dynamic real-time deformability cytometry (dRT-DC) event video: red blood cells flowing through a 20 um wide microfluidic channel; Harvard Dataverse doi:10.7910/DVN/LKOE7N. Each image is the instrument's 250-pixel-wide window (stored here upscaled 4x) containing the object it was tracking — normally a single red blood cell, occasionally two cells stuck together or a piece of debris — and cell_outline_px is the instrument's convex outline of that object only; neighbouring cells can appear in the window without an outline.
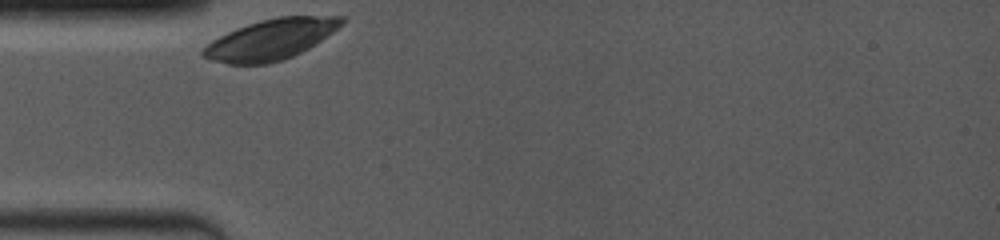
{"species": "common noctule bat (a hibernating species)", "species_latin": "Nyctalus noctula", "temperature_condition": "room temperature", "stored_images_in_passage": 9, "camera_frame_rate_fps": 4000, "um_per_image_px": 0.085, "animal": {"sex": "female", "body_mass_g": 19.0, "forearm_length_mm": 53.3}, "frame": {"image": 1, "passage_image": 1, "time_ms": 0.0, "image_size_px": [1000, 240], "cell_outline_px": [[348, 20], [344, 24], [308, 48], [292, 56], [280, 60], [264, 64], [228, 64], [212, 60], [200, 56], [200, 52], [212, 40], [228, 32], [248, 24], [260, 20], [276, 16], [344, 16]], "centroid_in_image_um": [23.02, 3.34], "position_along_channel_um": 62.0, "area_um2": 32.48}}
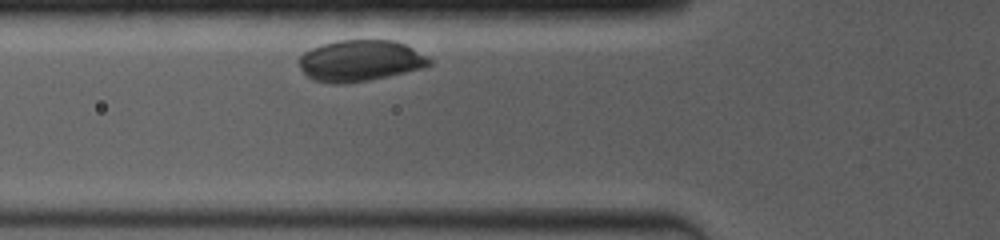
{"frame": {"image": 2, "passage_image": 3, "time_ms": 1.0, "image_size_px": [1000, 240], "cell_outline_px": [[432, 64], [420, 68], [404, 72], [368, 80], [344, 84], [332, 84], [312, 80], [300, 68], [296, 60], [304, 52], [320, 44], [340, 40], [396, 40], [428, 56], [432, 60]], "centroid_in_image_um": [30.57, 5.15], "position_along_channel_um": 95.2, "area_um2": 31.39}}
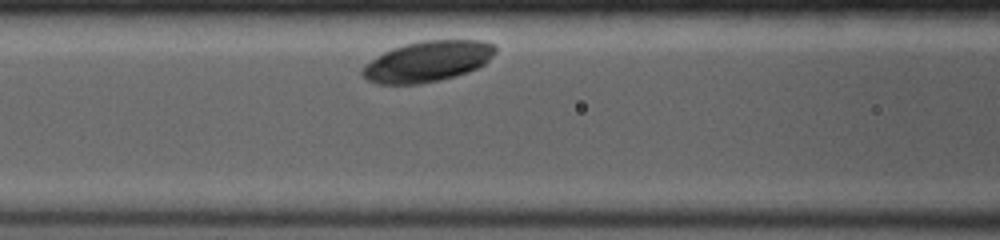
{"frame": {"image": 3, "passage_image": 6, "time_ms": 2.0, "image_size_px": [1000, 240], "cell_outline_px": [[496, 52], [484, 64], [468, 72], [456, 76], [440, 80], [420, 84], [376, 84], [368, 80], [360, 72], [360, 68], [364, 64], [384, 52], [392, 48], [404, 44], [420, 40], [484, 40], [496, 44]], "centroid_in_image_um": [36.34, 5.21], "position_along_channel_um": 130.3, "area_um2": 31.85}}